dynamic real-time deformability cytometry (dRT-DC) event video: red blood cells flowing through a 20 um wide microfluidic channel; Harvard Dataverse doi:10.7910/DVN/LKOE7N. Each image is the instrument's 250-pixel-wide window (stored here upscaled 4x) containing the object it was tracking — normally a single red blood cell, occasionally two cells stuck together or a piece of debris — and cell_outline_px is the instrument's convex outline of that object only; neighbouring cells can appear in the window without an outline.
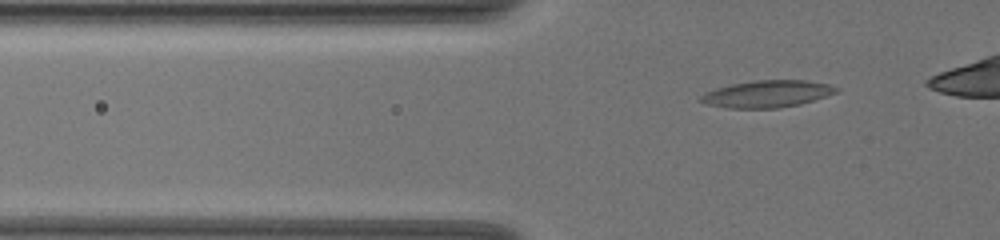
{"species": "common noctule bat (a hibernating species)", "species_latin": "Nyctalus noctula", "temperature_condition": "warm", "stored_images_in_passage": 49, "camera_frame_rate_fps": 3000, "um_per_image_px": 0.085, "animal": {"sex": "female", "body_mass_g": 19.5, "forearm_length_mm": 54.1}, "frame": {"image": 1, "passage_image": 17, "time_ms": 5.333, "image_size_px": [1000, 240], "cell_outline_px": [[840, 88], [836, 92], [800, 104], [776, 108], [728, 108], [704, 104], [696, 100], [700, 96], [716, 88], [732, 84], [756, 80], [804, 80], [828, 84]], "centroid_in_image_um": [65.15, 7.98], "position_along_channel_um": 60.6, "area_um2": 21.15}}
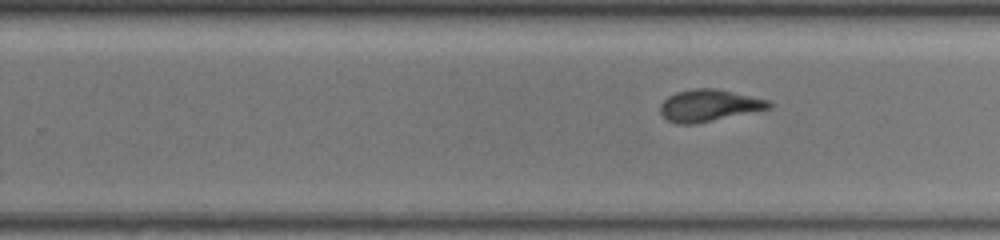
{"frame": {"image": 2, "passage_image": 35, "time_ms": 11.333, "image_size_px": [1000, 240], "cell_outline_px": [[772, 108], [692, 124], [680, 124], [668, 120], [660, 112], [660, 104], [668, 96], [676, 92], [692, 88], [716, 88], [768, 100], [772, 104]], "centroid_in_image_um": [60.25, 8.95], "position_along_channel_um": 269.6, "area_um2": 19.94}}
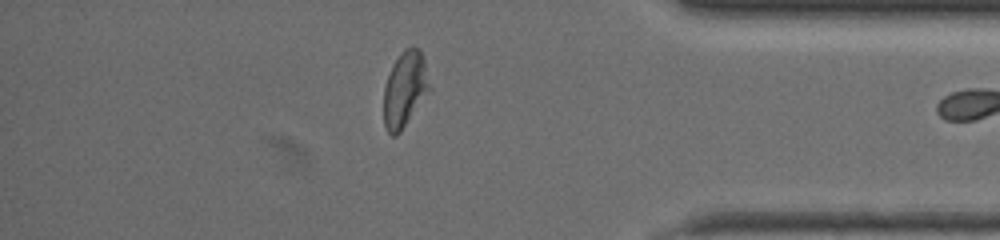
{"frame": {"image": 3, "passage_image": 47, "time_ms": 15.333, "image_size_px": [1000, 240], "cell_outline_px": [[432, 88], [400, 132], [396, 136], [392, 136], [388, 132], [384, 124], [384, 88], [392, 64], [400, 52], [404, 48], [420, 48], [424, 60]], "centroid_in_image_um": [34.42, 7.57], "position_along_channel_um": 400.8, "area_um2": 20.23}}